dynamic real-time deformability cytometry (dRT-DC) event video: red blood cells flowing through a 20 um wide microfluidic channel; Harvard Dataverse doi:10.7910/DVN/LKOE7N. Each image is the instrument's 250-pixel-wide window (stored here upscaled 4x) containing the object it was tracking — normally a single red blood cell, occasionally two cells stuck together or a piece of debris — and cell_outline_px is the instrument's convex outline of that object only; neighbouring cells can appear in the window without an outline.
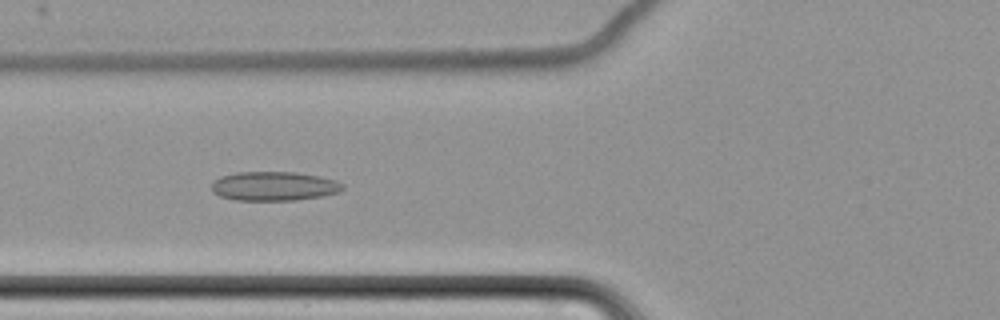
{"species": "common noctule bat (a hibernating species)", "species_latin": "Nyctalus noctula", "temperature_condition": "cold", "stored_images_in_passage": 12, "camera_frame_rate_fps": 3000, "um_per_image_px": 0.085, "animal": {"sex": "female", "body_mass_g": 22.7, "forearm_length_mm": 54.2}, "frame": {"image": 1, "passage_image": 7, "time_ms": 8.333, "image_size_px": [1000, 320], "cell_outline_px": [[344, 188], [340, 192], [320, 196], [296, 200], [236, 200], [220, 196], [212, 192], [212, 180], [220, 176], [236, 172], [296, 172], [336, 180], [344, 184]], "centroid_in_image_um": [23.26, 15.82], "position_along_channel_um": 102.5, "area_um2": 22.31}}
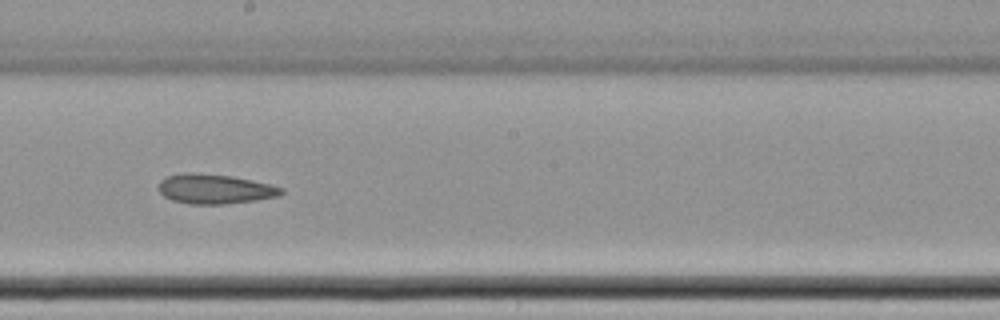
{"frame": {"image": 2, "passage_image": 10, "time_ms": 12.0, "image_size_px": [1000, 320], "cell_outline_px": [[284, 192], [280, 196], [256, 200], [224, 204], [188, 204], [172, 200], [164, 196], [160, 192], [160, 180], [168, 176], [188, 172], [192, 172], [232, 176], [268, 184], [284, 188]], "centroid_in_image_um": [18.28, 16.07], "position_along_channel_um": 229.9, "area_um2": 21.1}}
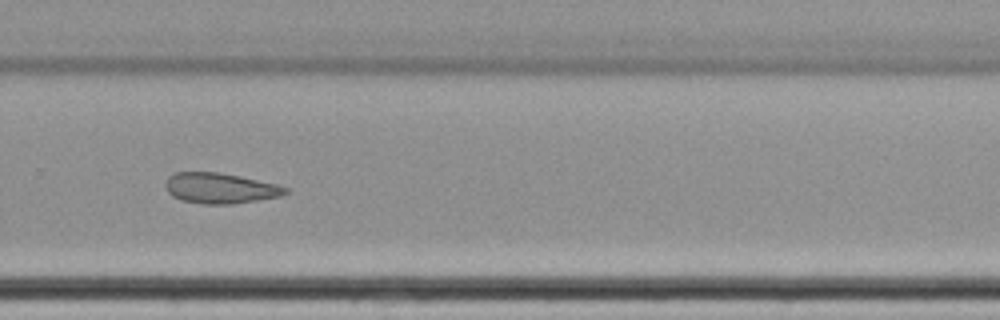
{"frame": {"image": 3, "passage_image": 12, "time_ms": 14.333, "image_size_px": [1000, 320], "cell_outline_px": [[288, 192], [280, 196], [232, 204], [200, 204], [180, 200], [172, 196], [168, 192], [164, 184], [168, 176], [176, 172], [220, 172], [276, 184], [288, 188]], "centroid_in_image_um": [18.66, 16.0], "position_along_channel_um": 311.1, "area_um2": 21.33}}